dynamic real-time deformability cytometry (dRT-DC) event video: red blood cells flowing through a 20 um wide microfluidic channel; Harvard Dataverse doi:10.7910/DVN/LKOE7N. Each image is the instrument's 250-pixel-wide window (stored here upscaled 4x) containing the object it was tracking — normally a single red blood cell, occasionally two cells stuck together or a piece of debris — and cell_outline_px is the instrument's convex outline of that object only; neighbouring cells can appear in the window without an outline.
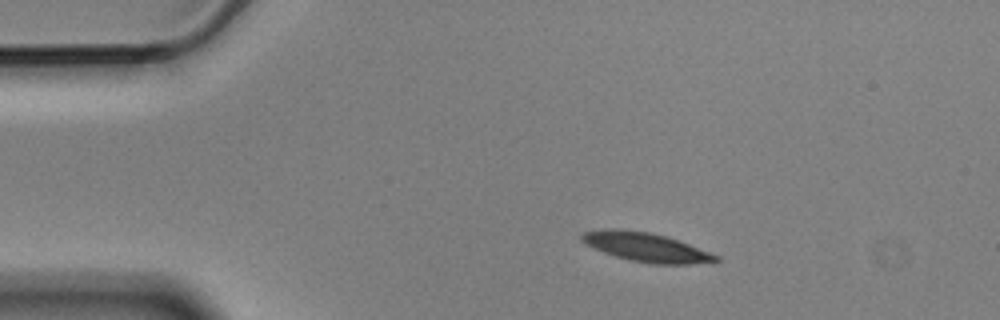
{"species": "Egyptian fruit bat (a non-hibernating species)", "species_latin": "Rousettus aegyptiacus", "temperature_condition": "cold", "stored_images_in_passage": 3, "camera_frame_rate_fps": 3000, "um_per_image_px": 0.085, "animal": {"sex": "male"}, "frame": {"image": 1, "passage_image": 1, "time_ms": 0.0, "image_size_px": [1000, 320], "cell_outline_px": [[720, 260], [688, 264], [652, 264], [628, 260], [604, 252], [584, 244], [580, 240], [580, 236], [584, 232], [604, 228], [616, 228], [648, 232], [664, 236], [688, 244], [720, 256]], "centroid_in_image_um": [54.85, 21.0], "position_along_channel_um": 30.2, "area_um2": 22.48}}
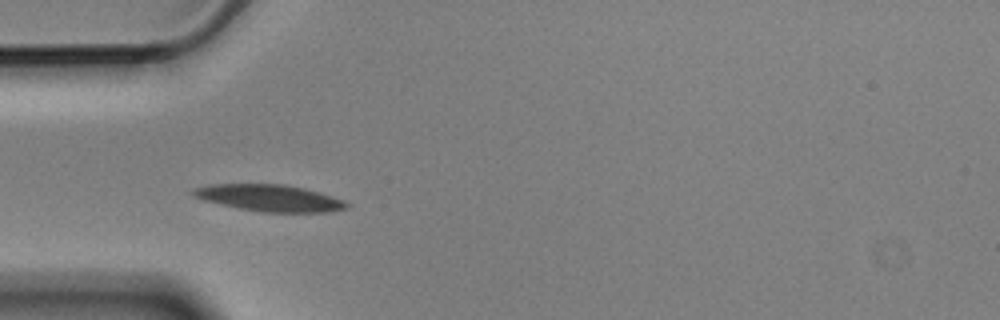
{"frame": {"image": 2, "passage_image": 3, "time_ms": 0.667, "image_size_px": [1000, 320], "cell_outline_px": [[352, 204], [348, 208], [328, 212], [260, 212], [220, 204], [204, 200], [192, 196], [192, 188], [208, 184], [284, 184], [304, 188], [320, 192], [344, 200]], "centroid_in_image_um": [22.93, 16.82], "position_along_channel_um": 62.1, "area_um2": 24.04}}